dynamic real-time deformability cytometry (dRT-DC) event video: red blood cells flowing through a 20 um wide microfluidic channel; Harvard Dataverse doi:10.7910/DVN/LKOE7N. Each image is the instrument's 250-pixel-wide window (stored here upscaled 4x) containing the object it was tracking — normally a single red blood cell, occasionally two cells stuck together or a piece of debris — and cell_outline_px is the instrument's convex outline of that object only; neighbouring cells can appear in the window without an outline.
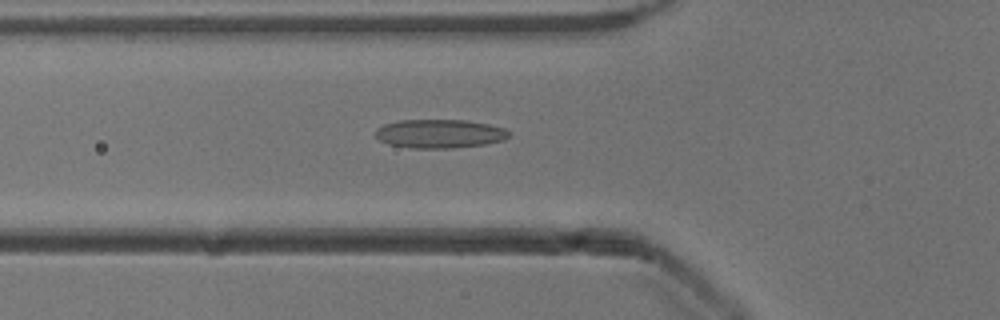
{"species": "common noctule bat (a hibernating species)", "species_latin": "Nyctalus noctula", "temperature_condition": "cold", "stored_images_in_passage": 42, "camera_frame_rate_fps": 3000, "um_per_image_px": 0.085, "animal": {"sex": "male", "body_mass_g": 13.3}, "frame": {"image": 1, "passage_image": 8, "time_ms": 2.333, "image_size_px": [1000, 320], "cell_outline_px": [[508, 136], [504, 140], [484, 144], [456, 148], [412, 148], [388, 144], [380, 140], [376, 136], [376, 128], [384, 124], [400, 120], [464, 120], [488, 124], [504, 128], [508, 132]], "centroid_in_image_um": [37.34, 11.36], "position_along_channel_um": 88.5, "area_um2": 22.25}}
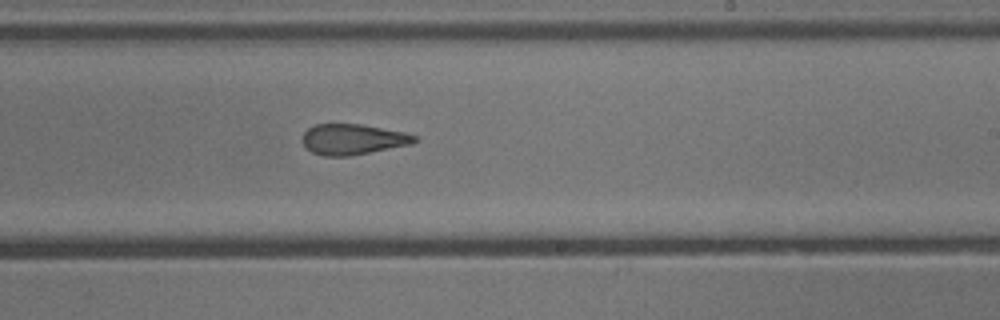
{"frame": {"image": 2, "passage_image": 21, "time_ms": 6.667, "image_size_px": [1000, 320], "cell_outline_px": [[420, 140], [412, 144], [348, 156], [324, 156], [312, 152], [300, 140], [304, 132], [308, 128], [316, 124], [360, 124], [404, 132], [416, 136]], "centroid_in_image_um": [29.99, 11.84], "position_along_channel_um": 259.0, "area_um2": 19.94}}
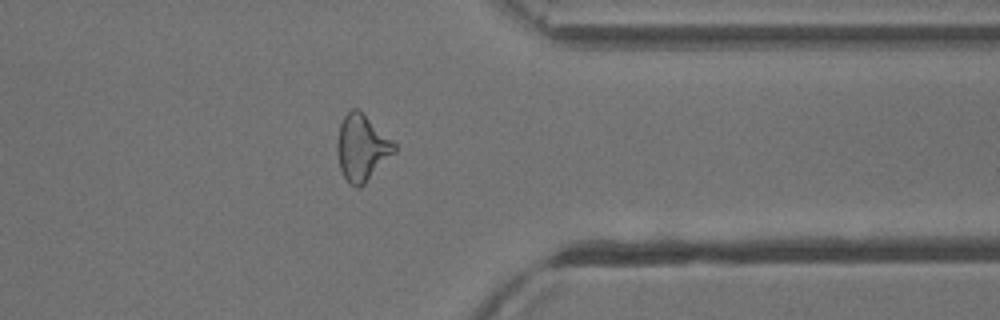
{"frame": {"image": 3, "passage_image": 31, "time_ms": 10.0, "image_size_px": [1000, 320], "cell_outline_px": [[396, 152], [360, 188], [356, 188], [348, 184], [340, 168], [336, 148], [336, 144], [340, 124], [344, 116], [352, 108], [360, 108], [396, 144]], "centroid_in_image_um": [30.76, 12.55], "position_along_channel_um": 380.6, "area_um2": 22.31}, "authors_computed_cell_mechanics": {"area_um2": 21.386, "velocity_mm_per_s": 3.9166, "shape_relaxation_time_tau1_ms": null, "shape_relaxation_time_tau2_ms": 2.7756, "deformation_change_tau1": null, "deformation_change_tau2": 0.1192}}